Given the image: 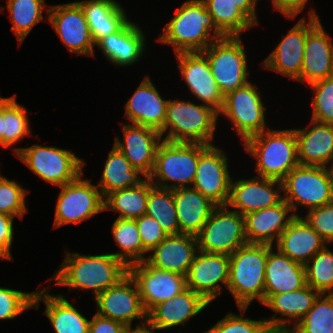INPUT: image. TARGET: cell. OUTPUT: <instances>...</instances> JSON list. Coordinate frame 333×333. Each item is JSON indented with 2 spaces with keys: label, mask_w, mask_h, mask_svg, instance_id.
I'll return each mask as SVG.
<instances>
[{
  "label": "cell",
  "mask_w": 333,
  "mask_h": 333,
  "mask_svg": "<svg viewBox=\"0 0 333 333\" xmlns=\"http://www.w3.org/2000/svg\"><path fill=\"white\" fill-rule=\"evenodd\" d=\"M128 274L129 267L113 254L89 256L66 251L64 261L52 279L55 281L54 286L91 290L95 299Z\"/></svg>",
  "instance_id": "6da1fadb"
},
{
  "label": "cell",
  "mask_w": 333,
  "mask_h": 333,
  "mask_svg": "<svg viewBox=\"0 0 333 333\" xmlns=\"http://www.w3.org/2000/svg\"><path fill=\"white\" fill-rule=\"evenodd\" d=\"M162 31L157 41L173 46L175 54L202 52L215 40L225 37L202 0L184 2Z\"/></svg>",
  "instance_id": "7a4b0ae2"
},
{
  "label": "cell",
  "mask_w": 333,
  "mask_h": 333,
  "mask_svg": "<svg viewBox=\"0 0 333 333\" xmlns=\"http://www.w3.org/2000/svg\"><path fill=\"white\" fill-rule=\"evenodd\" d=\"M243 146L257 161L255 170L258 177L282 181L299 166L294 129H268L249 137Z\"/></svg>",
  "instance_id": "3957f363"
},
{
  "label": "cell",
  "mask_w": 333,
  "mask_h": 333,
  "mask_svg": "<svg viewBox=\"0 0 333 333\" xmlns=\"http://www.w3.org/2000/svg\"><path fill=\"white\" fill-rule=\"evenodd\" d=\"M272 245L246 243L230 256L229 281L231 292L238 307H249L257 299L264 302L265 264Z\"/></svg>",
  "instance_id": "277c9868"
},
{
  "label": "cell",
  "mask_w": 333,
  "mask_h": 333,
  "mask_svg": "<svg viewBox=\"0 0 333 333\" xmlns=\"http://www.w3.org/2000/svg\"><path fill=\"white\" fill-rule=\"evenodd\" d=\"M218 118V113L207 105L169 99L160 135L162 140L169 142L213 145L211 141L214 139Z\"/></svg>",
  "instance_id": "5b68a950"
},
{
  "label": "cell",
  "mask_w": 333,
  "mask_h": 333,
  "mask_svg": "<svg viewBox=\"0 0 333 333\" xmlns=\"http://www.w3.org/2000/svg\"><path fill=\"white\" fill-rule=\"evenodd\" d=\"M208 146L202 143L162 140L157 147L155 165L148 179L153 185L170 190L192 187L199 155Z\"/></svg>",
  "instance_id": "8992f818"
},
{
  "label": "cell",
  "mask_w": 333,
  "mask_h": 333,
  "mask_svg": "<svg viewBox=\"0 0 333 333\" xmlns=\"http://www.w3.org/2000/svg\"><path fill=\"white\" fill-rule=\"evenodd\" d=\"M281 182L283 200L295 216L299 205L310 210L333 202V182L326 167L299 165Z\"/></svg>",
  "instance_id": "52a82bcc"
},
{
  "label": "cell",
  "mask_w": 333,
  "mask_h": 333,
  "mask_svg": "<svg viewBox=\"0 0 333 333\" xmlns=\"http://www.w3.org/2000/svg\"><path fill=\"white\" fill-rule=\"evenodd\" d=\"M202 53L206 56L212 75L224 96L250 82L247 54L241 36L217 39Z\"/></svg>",
  "instance_id": "ba28073f"
},
{
  "label": "cell",
  "mask_w": 333,
  "mask_h": 333,
  "mask_svg": "<svg viewBox=\"0 0 333 333\" xmlns=\"http://www.w3.org/2000/svg\"><path fill=\"white\" fill-rule=\"evenodd\" d=\"M15 157L39 178L58 187L74 181L86 164L70 150L38 144L19 148Z\"/></svg>",
  "instance_id": "9c48e42d"
},
{
  "label": "cell",
  "mask_w": 333,
  "mask_h": 333,
  "mask_svg": "<svg viewBox=\"0 0 333 333\" xmlns=\"http://www.w3.org/2000/svg\"><path fill=\"white\" fill-rule=\"evenodd\" d=\"M199 251L231 255L247 242L244 215L226 206H216L196 235Z\"/></svg>",
  "instance_id": "30bf717a"
},
{
  "label": "cell",
  "mask_w": 333,
  "mask_h": 333,
  "mask_svg": "<svg viewBox=\"0 0 333 333\" xmlns=\"http://www.w3.org/2000/svg\"><path fill=\"white\" fill-rule=\"evenodd\" d=\"M259 92L255 84L248 82L224 96L223 107L218 113L232 122L242 144L249 137L270 129L266 125V107Z\"/></svg>",
  "instance_id": "8fae6325"
},
{
  "label": "cell",
  "mask_w": 333,
  "mask_h": 333,
  "mask_svg": "<svg viewBox=\"0 0 333 333\" xmlns=\"http://www.w3.org/2000/svg\"><path fill=\"white\" fill-rule=\"evenodd\" d=\"M81 173L74 181L60 186L54 218V228L72 223H82L105 211L104 198L97 185Z\"/></svg>",
  "instance_id": "7c38bea8"
},
{
  "label": "cell",
  "mask_w": 333,
  "mask_h": 333,
  "mask_svg": "<svg viewBox=\"0 0 333 333\" xmlns=\"http://www.w3.org/2000/svg\"><path fill=\"white\" fill-rule=\"evenodd\" d=\"M308 13V22L306 17L298 20L262 61L263 69L275 71L293 80L300 77L307 34L320 22L315 10L311 8Z\"/></svg>",
  "instance_id": "4fadbf2b"
},
{
  "label": "cell",
  "mask_w": 333,
  "mask_h": 333,
  "mask_svg": "<svg viewBox=\"0 0 333 333\" xmlns=\"http://www.w3.org/2000/svg\"><path fill=\"white\" fill-rule=\"evenodd\" d=\"M134 287V288H133ZM97 314L132 329V322L139 320L136 327L147 325L145 311L136 281L130 274L118 284L102 291L95 299Z\"/></svg>",
  "instance_id": "5bb4252c"
},
{
  "label": "cell",
  "mask_w": 333,
  "mask_h": 333,
  "mask_svg": "<svg viewBox=\"0 0 333 333\" xmlns=\"http://www.w3.org/2000/svg\"><path fill=\"white\" fill-rule=\"evenodd\" d=\"M227 154L222 148L209 145L200 155L192 188L216 206H226L230 196L231 175Z\"/></svg>",
  "instance_id": "9a60e30c"
},
{
  "label": "cell",
  "mask_w": 333,
  "mask_h": 333,
  "mask_svg": "<svg viewBox=\"0 0 333 333\" xmlns=\"http://www.w3.org/2000/svg\"><path fill=\"white\" fill-rule=\"evenodd\" d=\"M48 22L71 53L94 57L95 43L85 13L77 1L51 5Z\"/></svg>",
  "instance_id": "2e32d148"
},
{
  "label": "cell",
  "mask_w": 333,
  "mask_h": 333,
  "mask_svg": "<svg viewBox=\"0 0 333 333\" xmlns=\"http://www.w3.org/2000/svg\"><path fill=\"white\" fill-rule=\"evenodd\" d=\"M129 274L137 283L147 314L156 305L187 289L186 276L153 267L146 261L130 265Z\"/></svg>",
  "instance_id": "e0dca14e"
},
{
  "label": "cell",
  "mask_w": 333,
  "mask_h": 333,
  "mask_svg": "<svg viewBox=\"0 0 333 333\" xmlns=\"http://www.w3.org/2000/svg\"><path fill=\"white\" fill-rule=\"evenodd\" d=\"M229 255L197 251L186 274L187 288L201 295L209 304L221 295L229 281Z\"/></svg>",
  "instance_id": "ac0fdd59"
},
{
  "label": "cell",
  "mask_w": 333,
  "mask_h": 333,
  "mask_svg": "<svg viewBox=\"0 0 333 333\" xmlns=\"http://www.w3.org/2000/svg\"><path fill=\"white\" fill-rule=\"evenodd\" d=\"M175 56L181 77L190 92L202 104L219 113L223 107L224 95L212 75L206 56L202 52H180Z\"/></svg>",
  "instance_id": "d6986e66"
},
{
  "label": "cell",
  "mask_w": 333,
  "mask_h": 333,
  "mask_svg": "<svg viewBox=\"0 0 333 333\" xmlns=\"http://www.w3.org/2000/svg\"><path fill=\"white\" fill-rule=\"evenodd\" d=\"M281 192L282 182L278 180L258 176L234 181L232 178L227 206L245 215L279 204L283 200Z\"/></svg>",
  "instance_id": "ffe728a7"
},
{
  "label": "cell",
  "mask_w": 333,
  "mask_h": 333,
  "mask_svg": "<svg viewBox=\"0 0 333 333\" xmlns=\"http://www.w3.org/2000/svg\"><path fill=\"white\" fill-rule=\"evenodd\" d=\"M123 141L115 137L116 146L131 163L148 178L155 165V154L162 141L160 132L153 128L136 124H122Z\"/></svg>",
  "instance_id": "44dd1931"
},
{
  "label": "cell",
  "mask_w": 333,
  "mask_h": 333,
  "mask_svg": "<svg viewBox=\"0 0 333 333\" xmlns=\"http://www.w3.org/2000/svg\"><path fill=\"white\" fill-rule=\"evenodd\" d=\"M318 295L308 284L296 291L264 295L262 305L275 312L272 318H265L269 330L290 331L312 308Z\"/></svg>",
  "instance_id": "7402d4cb"
},
{
  "label": "cell",
  "mask_w": 333,
  "mask_h": 333,
  "mask_svg": "<svg viewBox=\"0 0 333 333\" xmlns=\"http://www.w3.org/2000/svg\"><path fill=\"white\" fill-rule=\"evenodd\" d=\"M168 100L163 99L151 81L145 76L131 98L125 103V117L130 124L163 129Z\"/></svg>",
  "instance_id": "603a6c76"
},
{
  "label": "cell",
  "mask_w": 333,
  "mask_h": 333,
  "mask_svg": "<svg viewBox=\"0 0 333 333\" xmlns=\"http://www.w3.org/2000/svg\"><path fill=\"white\" fill-rule=\"evenodd\" d=\"M300 77L307 84L333 76V41L321 21L307 34Z\"/></svg>",
  "instance_id": "cb8c5ba5"
},
{
  "label": "cell",
  "mask_w": 333,
  "mask_h": 333,
  "mask_svg": "<svg viewBox=\"0 0 333 333\" xmlns=\"http://www.w3.org/2000/svg\"><path fill=\"white\" fill-rule=\"evenodd\" d=\"M295 217L291 207L284 200L273 207L245 214L247 242L273 246Z\"/></svg>",
  "instance_id": "d4e9b609"
},
{
  "label": "cell",
  "mask_w": 333,
  "mask_h": 333,
  "mask_svg": "<svg viewBox=\"0 0 333 333\" xmlns=\"http://www.w3.org/2000/svg\"><path fill=\"white\" fill-rule=\"evenodd\" d=\"M209 305L201 295L187 288L172 299L156 305L147 314V324L157 331L181 326Z\"/></svg>",
  "instance_id": "484cf974"
},
{
  "label": "cell",
  "mask_w": 333,
  "mask_h": 333,
  "mask_svg": "<svg viewBox=\"0 0 333 333\" xmlns=\"http://www.w3.org/2000/svg\"><path fill=\"white\" fill-rule=\"evenodd\" d=\"M146 39L143 30L129 20L119 31L100 39L95 46L101 49L109 62L118 66L137 63L145 52Z\"/></svg>",
  "instance_id": "4316f807"
},
{
  "label": "cell",
  "mask_w": 333,
  "mask_h": 333,
  "mask_svg": "<svg viewBox=\"0 0 333 333\" xmlns=\"http://www.w3.org/2000/svg\"><path fill=\"white\" fill-rule=\"evenodd\" d=\"M198 251L197 238L191 234L168 235L146 257V262L156 268L186 276Z\"/></svg>",
  "instance_id": "83f0119b"
},
{
  "label": "cell",
  "mask_w": 333,
  "mask_h": 333,
  "mask_svg": "<svg viewBox=\"0 0 333 333\" xmlns=\"http://www.w3.org/2000/svg\"><path fill=\"white\" fill-rule=\"evenodd\" d=\"M308 126L294 129L299 165L326 167L333 155V124L311 120Z\"/></svg>",
  "instance_id": "f1b7e54d"
},
{
  "label": "cell",
  "mask_w": 333,
  "mask_h": 333,
  "mask_svg": "<svg viewBox=\"0 0 333 333\" xmlns=\"http://www.w3.org/2000/svg\"><path fill=\"white\" fill-rule=\"evenodd\" d=\"M327 242L302 218L296 216L282 232L276 248L293 261L305 265Z\"/></svg>",
  "instance_id": "f546056e"
},
{
  "label": "cell",
  "mask_w": 333,
  "mask_h": 333,
  "mask_svg": "<svg viewBox=\"0 0 333 333\" xmlns=\"http://www.w3.org/2000/svg\"><path fill=\"white\" fill-rule=\"evenodd\" d=\"M46 288L36 291L33 298V308L39 309L40 302L46 305V315L52 324L55 333H89L88 320L78 311L63 294L53 295Z\"/></svg>",
  "instance_id": "4dcf8cb0"
},
{
  "label": "cell",
  "mask_w": 333,
  "mask_h": 333,
  "mask_svg": "<svg viewBox=\"0 0 333 333\" xmlns=\"http://www.w3.org/2000/svg\"><path fill=\"white\" fill-rule=\"evenodd\" d=\"M272 247L265 264L264 295L296 291L306 285L305 267Z\"/></svg>",
  "instance_id": "1f68e13d"
},
{
  "label": "cell",
  "mask_w": 333,
  "mask_h": 333,
  "mask_svg": "<svg viewBox=\"0 0 333 333\" xmlns=\"http://www.w3.org/2000/svg\"><path fill=\"white\" fill-rule=\"evenodd\" d=\"M173 198L181 233L196 236L216 205L192 187L173 189Z\"/></svg>",
  "instance_id": "d6a6232c"
},
{
  "label": "cell",
  "mask_w": 333,
  "mask_h": 333,
  "mask_svg": "<svg viewBox=\"0 0 333 333\" xmlns=\"http://www.w3.org/2000/svg\"><path fill=\"white\" fill-rule=\"evenodd\" d=\"M82 7L96 44L100 39L119 31L130 19L116 0L77 1Z\"/></svg>",
  "instance_id": "836d02e7"
},
{
  "label": "cell",
  "mask_w": 333,
  "mask_h": 333,
  "mask_svg": "<svg viewBox=\"0 0 333 333\" xmlns=\"http://www.w3.org/2000/svg\"><path fill=\"white\" fill-rule=\"evenodd\" d=\"M103 169L102 178L97 186L104 199L112 192L137 187L147 179L143 173L131 166L124 154L114 145Z\"/></svg>",
  "instance_id": "e575fe53"
},
{
  "label": "cell",
  "mask_w": 333,
  "mask_h": 333,
  "mask_svg": "<svg viewBox=\"0 0 333 333\" xmlns=\"http://www.w3.org/2000/svg\"><path fill=\"white\" fill-rule=\"evenodd\" d=\"M111 229L114 241L121 249L111 254L122 260L128 267L146 260L145 253L148 252L142 247L135 219L116 218Z\"/></svg>",
  "instance_id": "d590c367"
},
{
  "label": "cell",
  "mask_w": 333,
  "mask_h": 333,
  "mask_svg": "<svg viewBox=\"0 0 333 333\" xmlns=\"http://www.w3.org/2000/svg\"><path fill=\"white\" fill-rule=\"evenodd\" d=\"M27 108L18 104L16 96L3 97L2 147L12 148L14 155L20 147H12L25 136H31Z\"/></svg>",
  "instance_id": "8d00e7d4"
},
{
  "label": "cell",
  "mask_w": 333,
  "mask_h": 333,
  "mask_svg": "<svg viewBox=\"0 0 333 333\" xmlns=\"http://www.w3.org/2000/svg\"><path fill=\"white\" fill-rule=\"evenodd\" d=\"M6 9L11 19V31L17 37L19 46L30 33L32 28L43 20V11L48 12L50 7L45 5V0H7Z\"/></svg>",
  "instance_id": "74e56055"
},
{
  "label": "cell",
  "mask_w": 333,
  "mask_h": 333,
  "mask_svg": "<svg viewBox=\"0 0 333 333\" xmlns=\"http://www.w3.org/2000/svg\"><path fill=\"white\" fill-rule=\"evenodd\" d=\"M149 179L137 187L112 192L104 199L105 210L119 213L117 218L137 219L146 214Z\"/></svg>",
  "instance_id": "f35d334b"
},
{
  "label": "cell",
  "mask_w": 333,
  "mask_h": 333,
  "mask_svg": "<svg viewBox=\"0 0 333 333\" xmlns=\"http://www.w3.org/2000/svg\"><path fill=\"white\" fill-rule=\"evenodd\" d=\"M146 214L153 217L167 235L181 234L173 190L153 185L149 180Z\"/></svg>",
  "instance_id": "ab89813d"
},
{
  "label": "cell",
  "mask_w": 333,
  "mask_h": 333,
  "mask_svg": "<svg viewBox=\"0 0 333 333\" xmlns=\"http://www.w3.org/2000/svg\"><path fill=\"white\" fill-rule=\"evenodd\" d=\"M213 17L217 28L225 36H241L256 25L235 5L228 0H202Z\"/></svg>",
  "instance_id": "60d3db41"
},
{
  "label": "cell",
  "mask_w": 333,
  "mask_h": 333,
  "mask_svg": "<svg viewBox=\"0 0 333 333\" xmlns=\"http://www.w3.org/2000/svg\"><path fill=\"white\" fill-rule=\"evenodd\" d=\"M291 333H333V294H319Z\"/></svg>",
  "instance_id": "b9f144b4"
},
{
  "label": "cell",
  "mask_w": 333,
  "mask_h": 333,
  "mask_svg": "<svg viewBox=\"0 0 333 333\" xmlns=\"http://www.w3.org/2000/svg\"><path fill=\"white\" fill-rule=\"evenodd\" d=\"M306 284L319 294H333V251L328 244L305 265Z\"/></svg>",
  "instance_id": "7bdbcfd3"
},
{
  "label": "cell",
  "mask_w": 333,
  "mask_h": 333,
  "mask_svg": "<svg viewBox=\"0 0 333 333\" xmlns=\"http://www.w3.org/2000/svg\"><path fill=\"white\" fill-rule=\"evenodd\" d=\"M241 314L237 315L228 312L221 320L207 330V333H266L269 328L265 322V317L253 320L244 317L248 307H238Z\"/></svg>",
  "instance_id": "ee69618b"
},
{
  "label": "cell",
  "mask_w": 333,
  "mask_h": 333,
  "mask_svg": "<svg viewBox=\"0 0 333 333\" xmlns=\"http://www.w3.org/2000/svg\"><path fill=\"white\" fill-rule=\"evenodd\" d=\"M308 86L314 92L311 103L313 107L311 120L324 124H333V76Z\"/></svg>",
  "instance_id": "f6af8a7d"
},
{
  "label": "cell",
  "mask_w": 333,
  "mask_h": 333,
  "mask_svg": "<svg viewBox=\"0 0 333 333\" xmlns=\"http://www.w3.org/2000/svg\"><path fill=\"white\" fill-rule=\"evenodd\" d=\"M28 191L18 182L2 176L0 179V212L23 219L24 214L28 211L25 203Z\"/></svg>",
  "instance_id": "bcb514c9"
},
{
  "label": "cell",
  "mask_w": 333,
  "mask_h": 333,
  "mask_svg": "<svg viewBox=\"0 0 333 333\" xmlns=\"http://www.w3.org/2000/svg\"><path fill=\"white\" fill-rule=\"evenodd\" d=\"M34 292H23L0 287V320L17 318L24 311L33 308Z\"/></svg>",
  "instance_id": "7dc6e473"
},
{
  "label": "cell",
  "mask_w": 333,
  "mask_h": 333,
  "mask_svg": "<svg viewBox=\"0 0 333 333\" xmlns=\"http://www.w3.org/2000/svg\"><path fill=\"white\" fill-rule=\"evenodd\" d=\"M302 218L327 244L333 243V202L308 210Z\"/></svg>",
  "instance_id": "c3c4849f"
},
{
  "label": "cell",
  "mask_w": 333,
  "mask_h": 333,
  "mask_svg": "<svg viewBox=\"0 0 333 333\" xmlns=\"http://www.w3.org/2000/svg\"><path fill=\"white\" fill-rule=\"evenodd\" d=\"M135 220L140 234L142 247L147 252H150L153 248L158 246L168 236L160 224L147 214H144Z\"/></svg>",
  "instance_id": "681fc988"
},
{
  "label": "cell",
  "mask_w": 333,
  "mask_h": 333,
  "mask_svg": "<svg viewBox=\"0 0 333 333\" xmlns=\"http://www.w3.org/2000/svg\"><path fill=\"white\" fill-rule=\"evenodd\" d=\"M14 219L15 217L0 212V260H12L10 248L14 237Z\"/></svg>",
  "instance_id": "f907efd6"
},
{
  "label": "cell",
  "mask_w": 333,
  "mask_h": 333,
  "mask_svg": "<svg viewBox=\"0 0 333 333\" xmlns=\"http://www.w3.org/2000/svg\"><path fill=\"white\" fill-rule=\"evenodd\" d=\"M127 328L122 323L94 314L89 323V333H127Z\"/></svg>",
  "instance_id": "816d5d0a"
},
{
  "label": "cell",
  "mask_w": 333,
  "mask_h": 333,
  "mask_svg": "<svg viewBox=\"0 0 333 333\" xmlns=\"http://www.w3.org/2000/svg\"><path fill=\"white\" fill-rule=\"evenodd\" d=\"M276 11L281 12L285 18L294 19L303 12L309 0H271Z\"/></svg>",
  "instance_id": "f5cc1de1"
},
{
  "label": "cell",
  "mask_w": 333,
  "mask_h": 333,
  "mask_svg": "<svg viewBox=\"0 0 333 333\" xmlns=\"http://www.w3.org/2000/svg\"><path fill=\"white\" fill-rule=\"evenodd\" d=\"M235 3V5L257 26L259 24L256 5L258 0H228Z\"/></svg>",
  "instance_id": "db71d44e"
},
{
  "label": "cell",
  "mask_w": 333,
  "mask_h": 333,
  "mask_svg": "<svg viewBox=\"0 0 333 333\" xmlns=\"http://www.w3.org/2000/svg\"><path fill=\"white\" fill-rule=\"evenodd\" d=\"M157 331L154 328H151L148 324L141 326V327H135L132 329H129L127 333H155Z\"/></svg>",
  "instance_id": "11a10c76"
},
{
  "label": "cell",
  "mask_w": 333,
  "mask_h": 333,
  "mask_svg": "<svg viewBox=\"0 0 333 333\" xmlns=\"http://www.w3.org/2000/svg\"><path fill=\"white\" fill-rule=\"evenodd\" d=\"M2 132H3V97L0 96V146H2Z\"/></svg>",
  "instance_id": "9f6ffc18"
},
{
  "label": "cell",
  "mask_w": 333,
  "mask_h": 333,
  "mask_svg": "<svg viewBox=\"0 0 333 333\" xmlns=\"http://www.w3.org/2000/svg\"><path fill=\"white\" fill-rule=\"evenodd\" d=\"M330 164H327L326 168L329 174V177L331 178L333 182V155L331 157V160L329 161Z\"/></svg>",
  "instance_id": "6f0895ef"
},
{
  "label": "cell",
  "mask_w": 333,
  "mask_h": 333,
  "mask_svg": "<svg viewBox=\"0 0 333 333\" xmlns=\"http://www.w3.org/2000/svg\"><path fill=\"white\" fill-rule=\"evenodd\" d=\"M266 333H279V330H268Z\"/></svg>",
  "instance_id": "680465c9"
},
{
  "label": "cell",
  "mask_w": 333,
  "mask_h": 333,
  "mask_svg": "<svg viewBox=\"0 0 333 333\" xmlns=\"http://www.w3.org/2000/svg\"><path fill=\"white\" fill-rule=\"evenodd\" d=\"M279 333H291V332L287 330H279Z\"/></svg>",
  "instance_id": "91938a15"
},
{
  "label": "cell",
  "mask_w": 333,
  "mask_h": 333,
  "mask_svg": "<svg viewBox=\"0 0 333 333\" xmlns=\"http://www.w3.org/2000/svg\"><path fill=\"white\" fill-rule=\"evenodd\" d=\"M4 10V8L3 7H1V5H0V12H2Z\"/></svg>",
  "instance_id": "94428289"
}]
</instances>
